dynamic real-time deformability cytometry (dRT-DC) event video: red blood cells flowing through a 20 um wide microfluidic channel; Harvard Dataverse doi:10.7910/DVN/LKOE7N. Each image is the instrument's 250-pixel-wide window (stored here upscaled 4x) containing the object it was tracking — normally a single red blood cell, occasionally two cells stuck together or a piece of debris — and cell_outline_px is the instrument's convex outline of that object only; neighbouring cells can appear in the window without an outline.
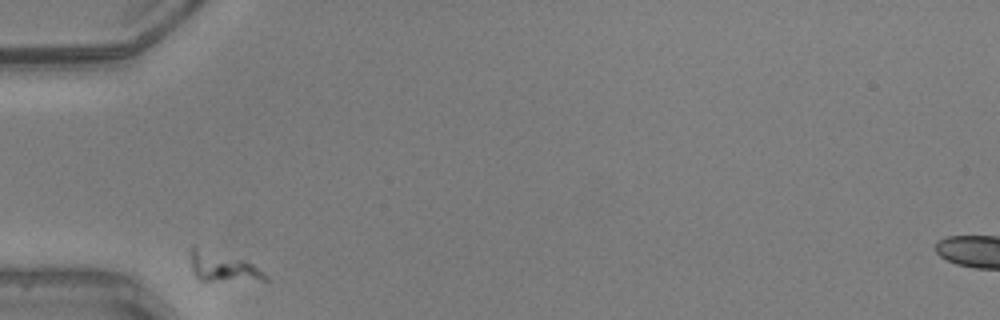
{"species": "common noctule bat (a hibernating species)", "species_latin": "Nyctalus noctula", "temperature_condition": "warm", "stored_images_in_passage": 30, "camera_frame_rate_fps": 3000, "um_per_image_px": 0.085, "animal": {"sex": "male", "body_mass_g": 20.5, "forearm_length_mm": 52.5}, "frame": {"image": 1, "passage_image": 1, "time_ms": 0.0, "image_size_px": [1000, 320], "cell_outline_px": [[268, 280], [200, 280], [192, 272], [192, 244], [244, 260], [252, 264], [268, 276]], "centroid_in_image_um": [18.92, 22.67], "position_along_channel_um": 66.1, "area_um2": 12.48}}